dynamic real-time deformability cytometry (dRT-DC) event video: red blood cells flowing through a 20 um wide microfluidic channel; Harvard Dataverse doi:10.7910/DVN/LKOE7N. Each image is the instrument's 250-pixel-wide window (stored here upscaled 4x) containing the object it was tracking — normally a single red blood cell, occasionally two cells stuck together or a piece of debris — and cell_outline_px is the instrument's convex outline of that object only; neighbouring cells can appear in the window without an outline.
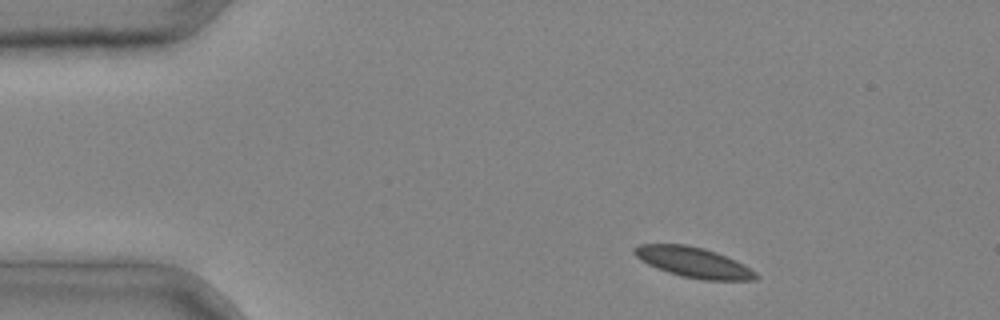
{"species": "common noctule bat (a hibernating species)", "species_latin": "Nyctalus noctula", "temperature_condition": "cold", "stored_images_in_passage": 3, "camera_frame_rate_fps": 3000, "um_per_image_px": 0.085, "animal": {"sex": "male", "body_mass_g": 20.4}, "frame": {"image": 1, "passage_image": 3, "time_ms": 0.667, "image_size_px": [1000, 320], "cell_outline_px": [[760, 276], [756, 280], [704, 280], [680, 276], [668, 272], [648, 264], [636, 256], [632, 252], [632, 248], [640, 244], [688, 244], [704, 248], [716, 252], [736, 260], [744, 264], [756, 272]], "centroid_in_image_um": [58.97, 22.29], "position_along_channel_um": 26.0, "area_um2": 21.56}}